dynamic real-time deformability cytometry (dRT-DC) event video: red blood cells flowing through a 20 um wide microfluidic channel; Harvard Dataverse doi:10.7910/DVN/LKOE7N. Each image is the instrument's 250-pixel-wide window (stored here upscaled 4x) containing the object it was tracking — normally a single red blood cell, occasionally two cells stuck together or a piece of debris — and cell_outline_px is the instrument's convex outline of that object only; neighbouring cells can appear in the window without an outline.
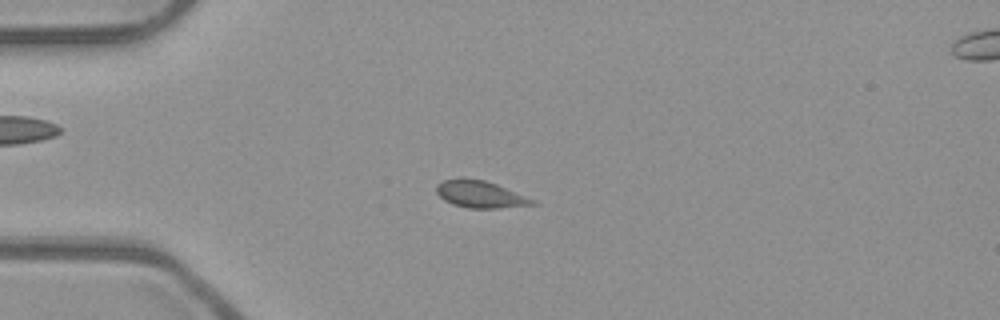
{"species": "common noctule bat (a hibernating species)", "species_latin": "Nyctalus noctula", "temperature_condition": "room temperature", "stored_images_in_passage": 41, "camera_frame_rate_fps": 3000, "um_per_image_px": 0.085, "animal": {"sex": "male", "body_mass_g": 23.1, "forearm_length_mm": 52.7}, "frame": {"image": 1, "passage_image": 2, "time_ms": 0.333, "image_size_px": [1000, 320], "cell_outline_px": [[540, 204], [496, 208], [468, 208], [452, 204], [444, 200], [436, 192], [436, 184], [444, 180], [460, 176], [484, 180], [496, 184], [536, 200]], "centroid_in_image_um": [40.8, 16.5], "position_along_channel_um": 44.2, "area_um2": 15.32}}
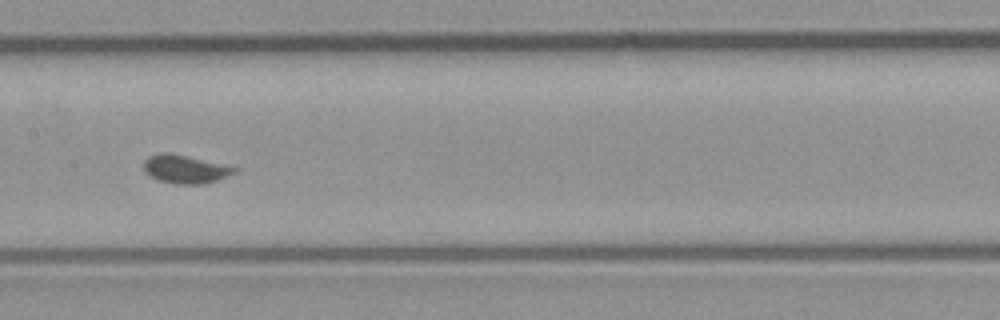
{"frame": {"image": 2, "passage_image": 15, "time_ms": 4.667, "image_size_px": [1000, 320], "cell_outline_px": [[240, 168], [236, 172], [216, 180], [204, 184], [176, 184], [156, 180], [144, 172], [144, 160], [148, 156], [160, 152], [168, 152]], "centroid_in_image_um": [15.7, 14.38], "position_along_channel_um": 191.7, "area_um2": 14.97}}
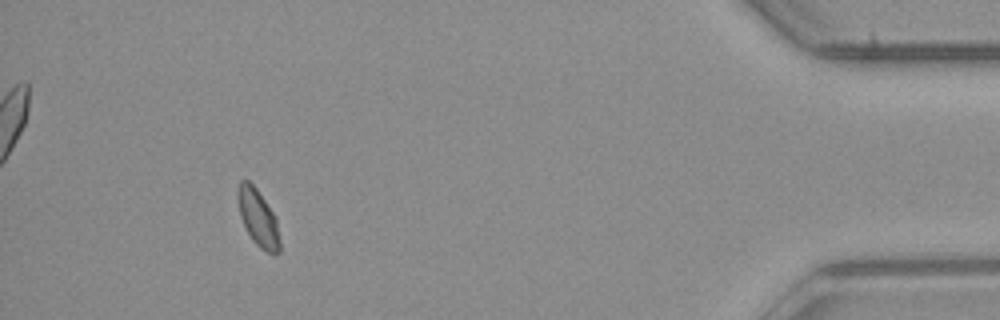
{"frame": {"image": 3, "passage_image": 37, "time_ms": 12.0, "image_size_px": [1000, 320], "cell_outline_px": [[280, 252], [268, 252], [260, 248], [252, 240], [240, 216], [236, 196], [236, 188], [240, 180], [248, 180], [256, 188], [272, 212], [276, 220], [280, 240]], "centroid_in_image_um": [21.9, 18.48], "position_along_channel_um": 413.3, "area_um2": 13.76}, "authors_computed_cell_mechanics": {"area_um2": 14.2766, "velocity_mm_per_s": 3.9183, "shape_relaxation_time_tau1_ms": 6.3415, "shape_relaxation_time_tau2_ms": null, "deformation_change_tau1": 0.0659, "deformation_change_tau2": null}}